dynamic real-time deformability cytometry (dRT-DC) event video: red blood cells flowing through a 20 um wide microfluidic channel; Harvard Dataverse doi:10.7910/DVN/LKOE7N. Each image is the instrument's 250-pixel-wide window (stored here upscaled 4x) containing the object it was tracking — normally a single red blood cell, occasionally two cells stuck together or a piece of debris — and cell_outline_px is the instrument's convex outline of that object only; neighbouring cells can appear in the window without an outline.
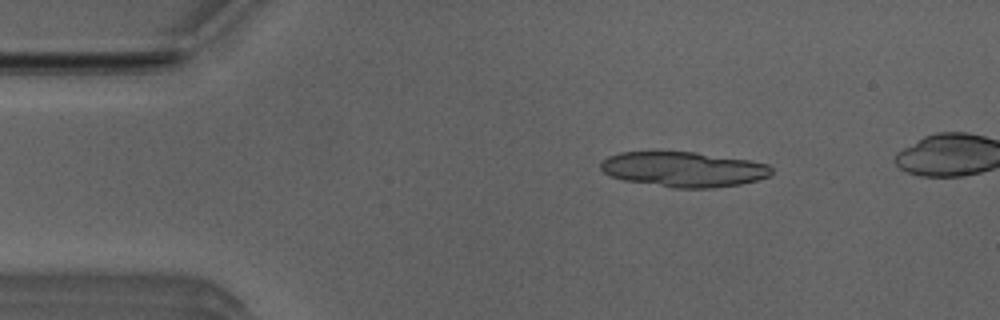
{"species": "Egyptian fruit bat (a non-hibernating species)", "species_latin": "Rousettus aegyptiacus", "temperature_condition": "room temperature", "stored_images_in_passage": 47, "camera_frame_rate_fps": 3000, "um_per_image_px": 0.085, "animal": {"sex": "male"}, "frame": {"image": 1, "passage_image": 8, "time_ms": 2.333, "image_size_px": [1000, 320], "cell_outline_px": [[772, 172], [768, 176], [756, 180], [740, 184], [712, 188], [672, 188], [624, 180], [612, 176], [604, 172], [600, 168], [600, 164], [608, 156], [620, 152], [696, 152], [748, 160], [768, 164], [772, 168]], "centroid_in_image_um": [58.1, 14.39], "position_along_channel_um": 26.9, "area_um2": 34.8}, "authors_computed_cell_mechanics": {"area_um2": 19.363, "velocity_mm_per_s": 3.9435, "shape_relaxation_time_tau1_ms": 5.3372, "shape_relaxation_time_tau2_ms": 1.6428, "deformation_change_tau1": 0.1818, "deformation_change_tau2": 0.1004}}